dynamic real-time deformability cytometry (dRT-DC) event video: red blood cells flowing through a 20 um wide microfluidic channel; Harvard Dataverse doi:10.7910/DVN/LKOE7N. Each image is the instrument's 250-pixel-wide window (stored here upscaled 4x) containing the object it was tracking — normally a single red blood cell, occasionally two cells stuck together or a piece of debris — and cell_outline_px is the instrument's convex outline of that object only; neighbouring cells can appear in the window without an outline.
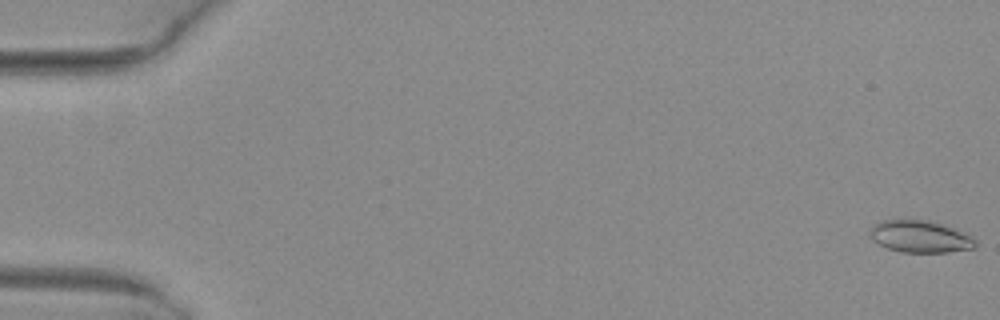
{"species": "common noctule bat (a hibernating species)", "species_latin": "Nyctalus noctula", "temperature_condition": "warm", "stored_images_in_passage": 49, "camera_frame_rate_fps": 3000, "um_per_image_px": 0.085, "animal": {"sex": "female", "body_mass_g": 29.2, "forearm_length_mm": 56.3}, "frame": {"image": 1, "passage_image": 1, "time_ms": 0.0, "image_size_px": [1000, 320], "cell_outline_px": [[976, 248], [948, 252], [900, 252], [888, 248], [872, 240], [872, 228], [880, 220], [924, 220], [940, 224], [952, 228], [972, 236], [976, 240]], "centroid_in_image_um": [78.25, 20.12], "position_along_channel_um": 6.8, "area_um2": 19.31}}
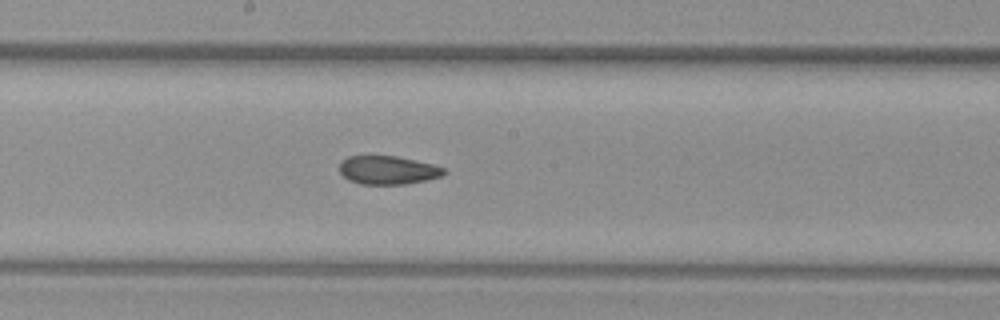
{"frame": {"image": 2, "passage_image": 29, "time_ms": 9.333, "image_size_px": [1000, 320], "cell_outline_px": [[448, 172], [440, 176], [424, 180], [404, 184], [360, 184], [348, 180], [340, 172], [340, 160], [348, 156], [396, 156], [432, 164], [444, 168]], "centroid_in_image_um": [32.93, 14.45], "position_along_channel_um": 215.3, "area_um2": 17.22}}
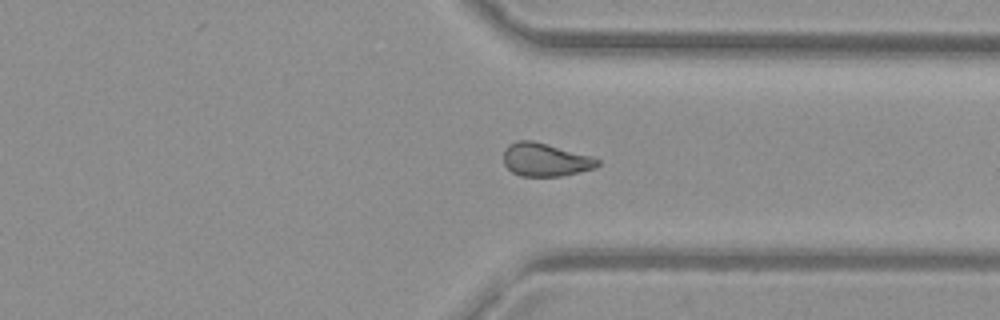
{"frame": {"image": 3, "passage_image": 40, "time_ms": 13.0, "image_size_px": [1000, 320], "cell_outline_px": [[600, 164], [596, 168], [560, 176], [520, 176], [512, 172], [504, 164], [504, 148], [508, 144], [516, 140], [532, 140], [592, 156], [600, 160]], "centroid_in_image_um": [46.34, 13.57], "position_along_channel_um": 365.1, "area_um2": 18.26}}